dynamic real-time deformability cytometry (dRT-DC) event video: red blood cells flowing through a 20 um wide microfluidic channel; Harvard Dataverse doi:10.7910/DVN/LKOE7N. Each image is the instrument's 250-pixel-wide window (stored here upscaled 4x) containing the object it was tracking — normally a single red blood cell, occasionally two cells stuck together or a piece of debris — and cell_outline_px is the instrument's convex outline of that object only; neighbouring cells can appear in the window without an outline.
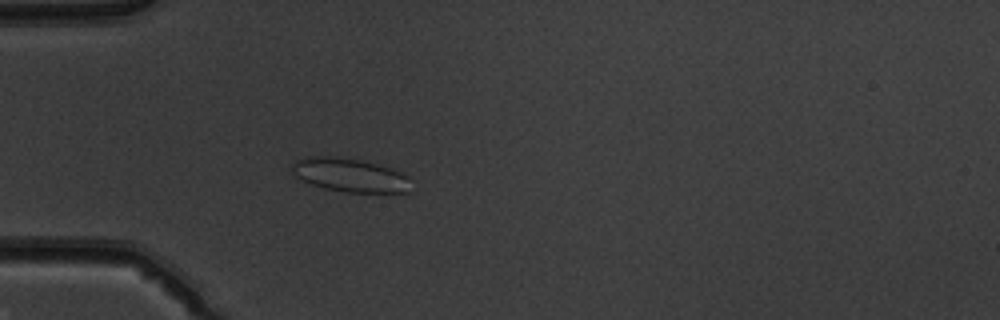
{"species": "common noctule bat (a hibernating species)", "species_latin": "Nyctalus noctula", "temperature_condition": "warm", "stored_images_in_passage": 52, "camera_frame_rate_fps": 3000, "um_per_image_px": 0.085, "animal": {"sex": "male", "body_mass_g": 19.5, "forearm_length_mm": 54.6}, "frame": {"image": 1, "passage_image": 16, "time_ms": 5.0, "image_size_px": [1000, 320], "cell_outline_px": [[412, 192], [344, 192], [324, 188], [312, 184], [296, 176], [292, 172], [292, 164], [296, 160], [304, 156], [332, 156], [360, 160], [376, 164], [400, 172], [408, 176], [412, 180]], "centroid_in_image_um": [29.77, 14.89], "position_along_channel_um": 55.2, "area_um2": 23.35}}
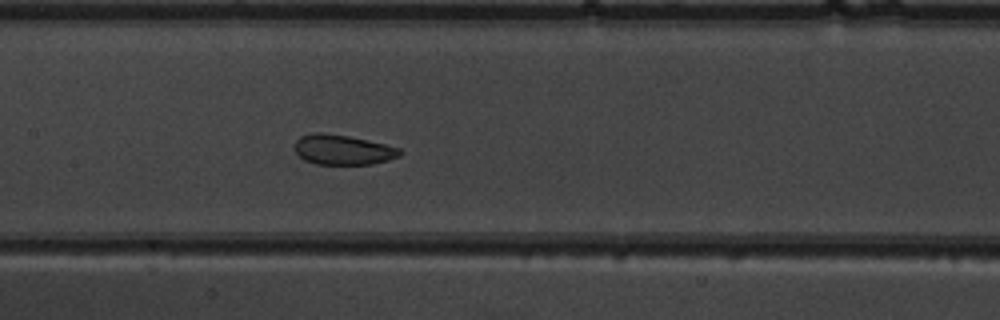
{"frame": {"image": 2, "passage_image": 26, "time_ms": 8.333, "image_size_px": [1000, 320], "cell_outline_px": [[404, 152], [400, 156], [388, 160], [372, 164], [316, 164], [304, 160], [296, 152], [296, 140], [300, 136], [312, 132], [320, 132], [348, 136], [384, 144], [400, 148]], "centroid_in_image_um": [29.15, 12.73], "position_along_channel_um": 178.2, "area_um2": 18.32}}
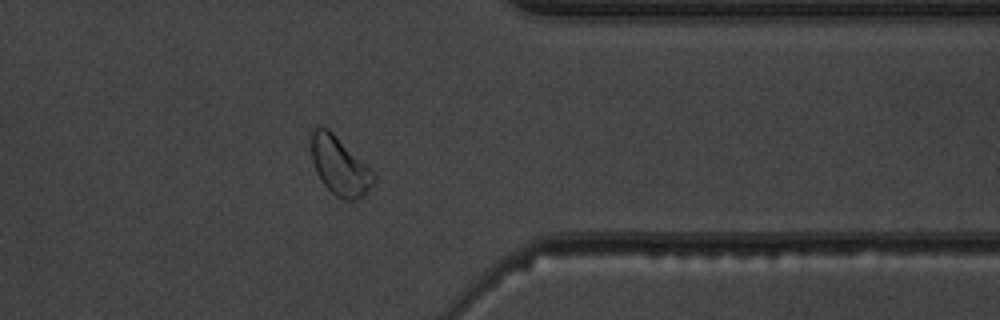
{"frame": {"image": 3, "passage_image": 42, "time_ms": 13.667, "image_size_px": [1000, 320], "cell_outline_px": [[376, 180], [364, 196], [356, 200], [344, 200], [336, 196], [324, 184], [316, 172], [312, 160], [312, 132], [316, 128], [328, 128], [376, 176]], "centroid_in_image_um": [28.88, 14.16], "position_along_channel_um": 382.5, "area_um2": 20.52}, "authors_computed_cell_mechanics": {"area_um2": 21.5594, "velocity_mm_per_s": 3.9784, "shape_relaxation_time_tau1_ms": 5.3331, "shape_relaxation_time_tau2_ms": null, "deformation_change_tau1": 0.0812, "deformation_change_tau2": null}}